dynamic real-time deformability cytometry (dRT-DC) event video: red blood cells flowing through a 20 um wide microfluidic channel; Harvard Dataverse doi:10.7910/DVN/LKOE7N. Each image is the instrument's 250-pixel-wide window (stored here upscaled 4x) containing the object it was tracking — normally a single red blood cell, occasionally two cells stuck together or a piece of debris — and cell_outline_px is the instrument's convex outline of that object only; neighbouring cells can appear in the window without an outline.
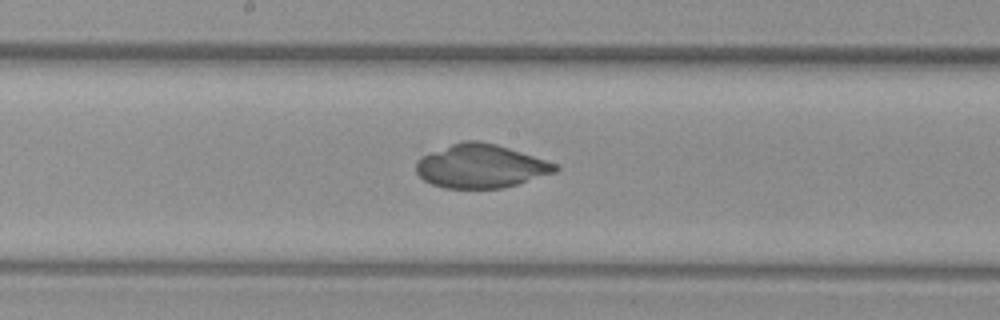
{"species": "common noctule bat (a hibernating species)", "species_latin": "Nyctalus noctula", "temperature_condition": "warm", "stored_images_in_passage": 39, "camera_frame_rate_fps": 3000, "um_per_image_px": 0.085, "animal": {"sex": "female", "body_mass_g": 29.2, "forearm_length_mm": 56.3}, "frame": {"image": 1, "passage_image": 19, "time_ms": 6.0, "image_size_px": [1000, 320], "cell_outline_px": [[560, 168], [556, 172], [504, 188], [444, 188], [432, 184], [424, 180], [416, 172], [416, 160], [420, 156], [452, 144], [464, 140], [480, 140], [496, 144], [560, 164]], "centroid_in_image_um": [40.88, 14.12], "position_along_channel_um": 207.3, "area_um2": 35.49}}
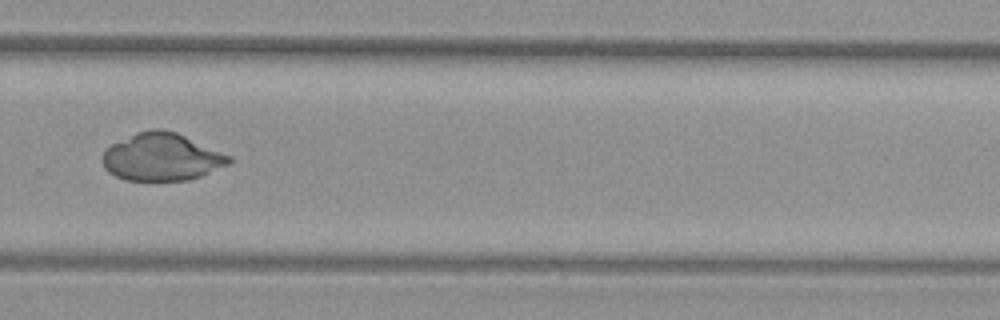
{"frame": {"image": 2, "passage_image": 27, "time_ms": 8.667, "image_size_px": [1000, 320], "cell_outline_px": [[232, 160], [228, 164], [200, 176], [188, 180], [124, 180], [108, 172], [104, 168], [100, 156], [104, 148], [136, 132], [152, 128], [160, 128], [176, 132], [232, 156]], "centroid_in_image_um": [13.7, 13.33], "position_along_channel_um": 316.1, "area_um2": 35.2}}